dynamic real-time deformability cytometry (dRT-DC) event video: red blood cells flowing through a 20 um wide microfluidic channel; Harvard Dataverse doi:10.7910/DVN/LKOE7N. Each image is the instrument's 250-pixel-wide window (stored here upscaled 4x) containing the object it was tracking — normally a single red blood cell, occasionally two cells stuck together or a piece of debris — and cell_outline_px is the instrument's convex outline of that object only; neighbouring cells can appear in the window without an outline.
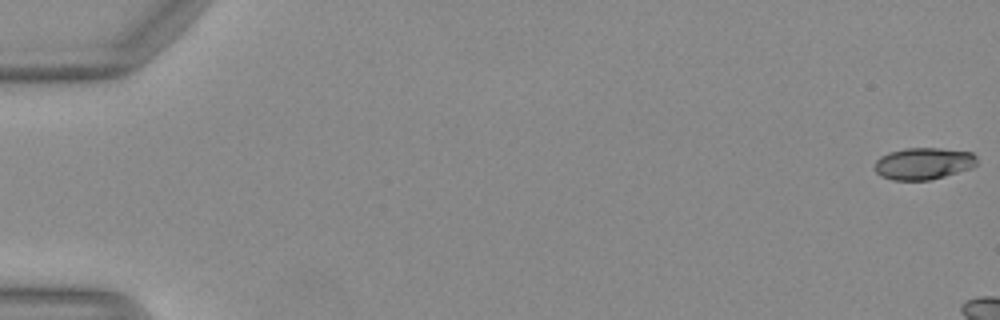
{"species": "Egyptian fruit bat (a non-hibernating species)", "species_latin": "Rousettus aegyptiacus", "temperature_condition": "warm", "stored_images_in_passage": 8, "camera_frame_rate_fps": 3000, "um_per_image_px": 0.085, "animal": {"sex": "female"}, "frame": {"image": 1, "passage_image": 1, "time_ms": 0.0, "image_size_px": [1000, 320], "cell_outline_px": [[976, 164], [972, 168], [944, 176], [928, 180], [892, 180], [880, 176], [876, 172], [876, 160], [880, 156], [888, 152], [904, 148], [940, 148], [972, 152], [976, 156]], "centroid_in_image_um": [78.48, 13.89], "position_along_channel_um": 6.5, "area_um2": 19.02}}